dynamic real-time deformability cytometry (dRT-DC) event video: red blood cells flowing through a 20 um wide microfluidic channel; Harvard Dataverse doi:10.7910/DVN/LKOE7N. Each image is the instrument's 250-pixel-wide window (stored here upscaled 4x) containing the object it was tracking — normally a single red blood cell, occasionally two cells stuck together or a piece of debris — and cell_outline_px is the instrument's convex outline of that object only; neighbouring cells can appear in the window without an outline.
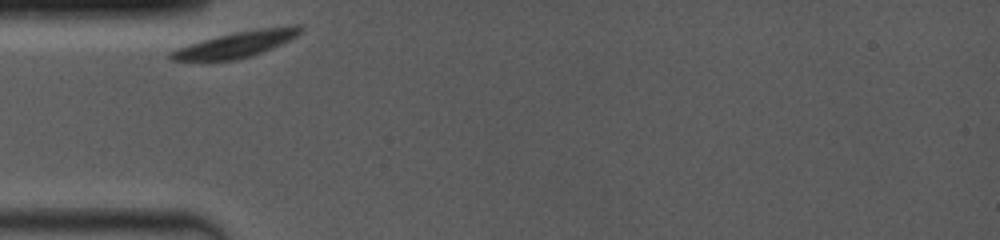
{"species": "common noctule bat (a hibernating species)", "species_latin": "Nyctalus noctula", "temperature_condition": "room temperature", "stored_images_in_passage": 49, "camera_frame_rate_fps": 4000, "um_per_image_px": 0.085, "animal": {"sex": "female", "body_mass_g": 19.0, "forearm_length_mm": 53.3}, "frame": {"image": 1, "passage_image": 1, "time_ms": 0.0, "image_size_px": [1000, 240], "cell_outline_px": [[304, 32], [272, 48], [252, 56], [236, 60], [172, 60], [168, 56], [168, 52], [204, 40], [236, 32], [260, 28], [292, 24], [304, 24]], "centroid_in_image_um": [20.22, 3.74], "position_along_channel_um": 64.8, "area_um2": 19.31}}
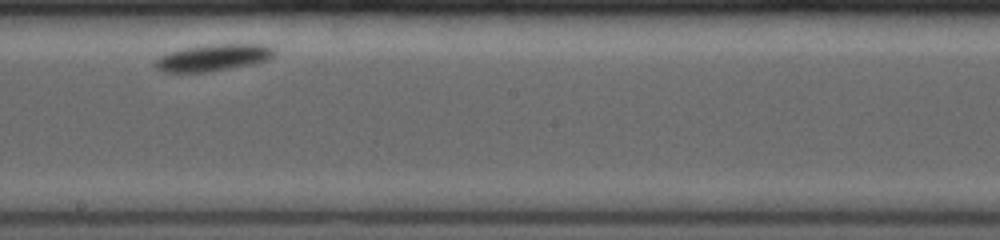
{"frame": {"image": 2, "passage_image": 27, "time_ms": 5.0, "image_size_px": [1000, 240], "cell_outline_px": [[276, 52], [268, 60], [208, 72], [164, 72], [156, 68], [156, 60], [160, 56], [168, 52], [184, 48], [208, 44], [268, 44], [276, 48]], "centroid_in_image_um": [18.15, 4.88], "position_along_channel_um": 230.0, "area_um2": 18.5}}
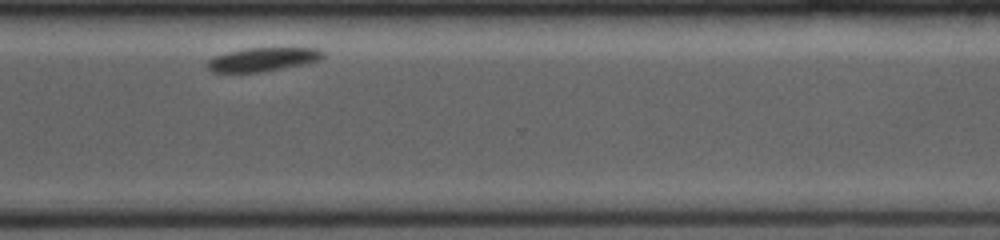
{"frame": {"image": 3, "passage_image": 48, "time_ms": 8.5, "image_size_px": [1000, 240], "cell_outline_px": [[324, 56], [320, 60], [304, 64], [260, 72], [212, 72], [208, 68], [208, 60], [216, 56], [228, 52], [244, 48], [316, 48], [324, 52]], "centroid_in_image_um": [22.36, 5.05], "position_along_channel_um": 348.2, "area_um2": 15.78}}